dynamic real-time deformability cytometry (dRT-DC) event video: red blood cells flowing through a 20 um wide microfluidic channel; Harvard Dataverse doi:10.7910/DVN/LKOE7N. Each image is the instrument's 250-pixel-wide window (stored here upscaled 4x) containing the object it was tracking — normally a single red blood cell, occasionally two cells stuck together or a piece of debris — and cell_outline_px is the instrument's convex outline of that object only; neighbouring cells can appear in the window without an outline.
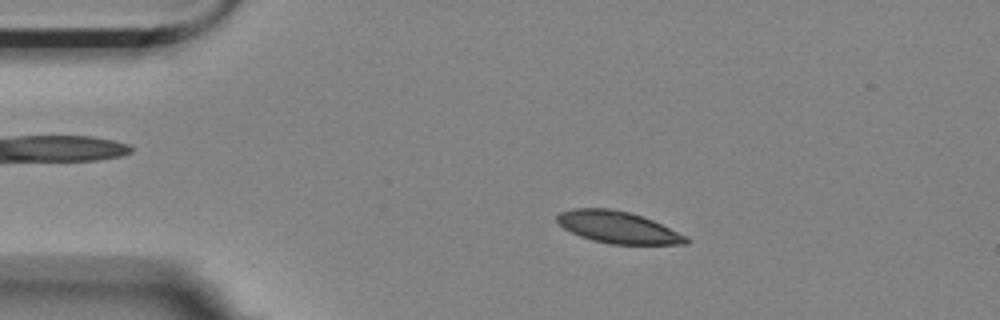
{"species": "Egyptian fruit bat (a non-hibernating species)", "species_latin": "Rousettus aegyptiacus", "temperature_condition": "room temperature", "stored_images_in_passage": 5, "camera_frame_rate_fps": 3000, "um_per_image_px": 0.085, "animal": {"sex": "female"}, "frame": {"image": 1, "passage_image": 2, "time_ms": 0.333, "image_size_px": [1000, 320], "cell_outline_px": [[688, 244], [608, 244], [592, 240], [580, 236], [564, 228], [556, 220], [556, 216], [560, 212], [572, 208], [612, 208], [644, 216], [688, 236]], "centroid_in_image_um": [52.53, 19.31], "position_along_channel_um": 32.5, "area_um2": 24.04}}
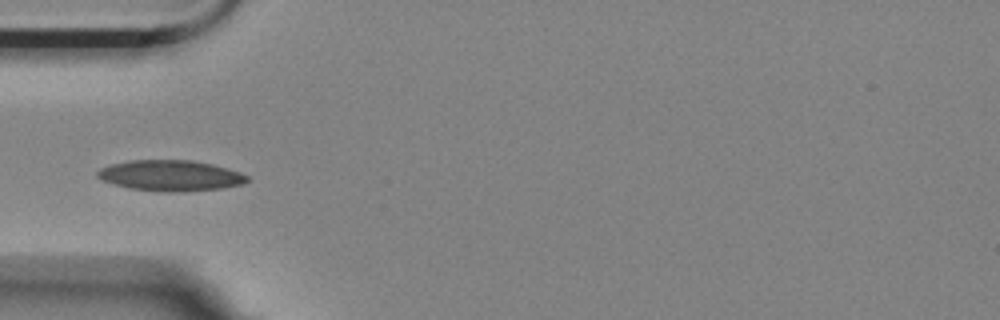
{"frame": {"image": 2, "passage_image": 4, "time_ms": 1.0, "image_size_px": [1000, 320], "cell_outline_px": [[248, 180], [244, 184], [220, 188], [176, 192], [164, 192], [128, 188], [112, 184], [100, 180], [96, 176], [96, 172], [100, 168], [112, 164], [128, 160], [192, 160], [212, 164], [240, 172], [248, 176]], "centroid_in_image_um": [14.44, 14.92], "position_along_channel_um": 70.6, "area_um2": 26.93}}
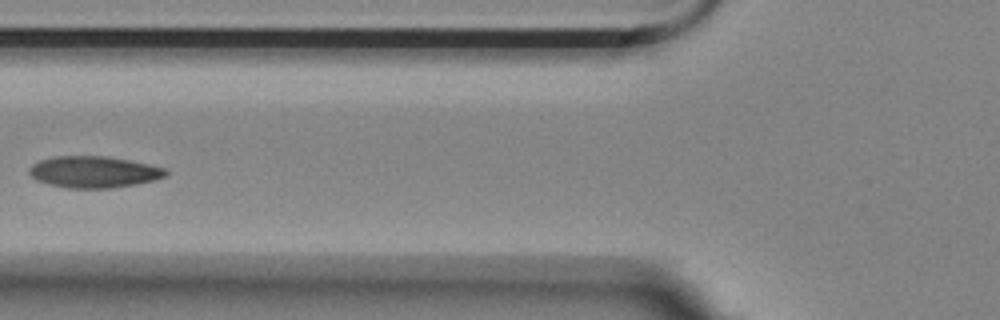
{"frame": {"image": 3, "passage_image": 5, "time_ms": 1.333, "image_size_px": [1000, 320], "cell_outline_px": [[168, 176], [136, 184], [108, 188], [68, 188], [48, 184], [36, 180], [28, 172], [28, 168], [32, 164], [40, 160], [56, 156], [108, 156], [148, 164], [164, 168], [168, 172]], "centroid_in_image_um": [7.95, 14.61], "position_along_channel_um": 117.9, "area_um2": 25.03}}